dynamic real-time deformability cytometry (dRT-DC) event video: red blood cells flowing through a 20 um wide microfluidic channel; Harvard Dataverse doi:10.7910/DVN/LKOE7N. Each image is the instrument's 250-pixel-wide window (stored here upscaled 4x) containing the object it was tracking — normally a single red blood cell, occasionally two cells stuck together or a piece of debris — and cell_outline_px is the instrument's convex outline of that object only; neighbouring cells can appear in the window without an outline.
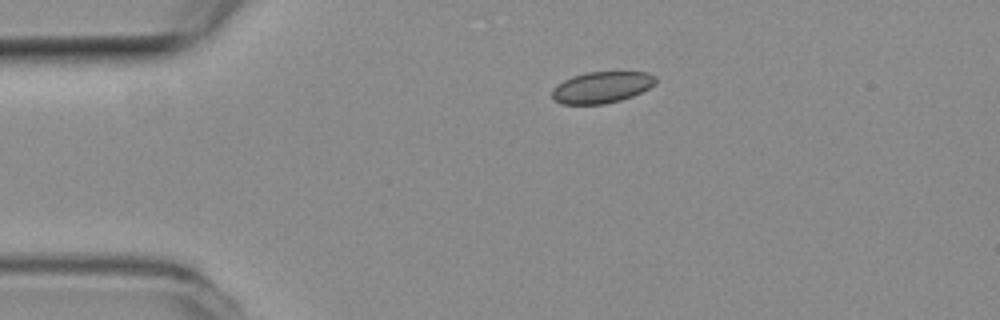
{"species": "common noctule bat (a hibernating species)", "species_latin": "Nyctalus noctula", "temperature_condition": "room temperature", "stored_images_in_passage": 37, "camera_frame_rate_fps": 3000, "um_per_image_px": 0.085, "animal": {"sex": "female", "body_mass_g": 19.3, "forearm_length_mm": 54.1}, "frame": {"image": 1, "passage_image": 1, "time_ms": 0.0, "image_size_px": [1000, 320], "cell_outline_px": [[656, 84], [632, 96], [620, 100], [604, 104], [560, 104], [552, 100], [552, 88], [556, 84], [572, 76], [588, 72], [648, 72], [656, 76]], "centroid_in_image_um": [51.11, 7.42], "position_along_channel_um": 33.9, "area_um2": 19.07}}
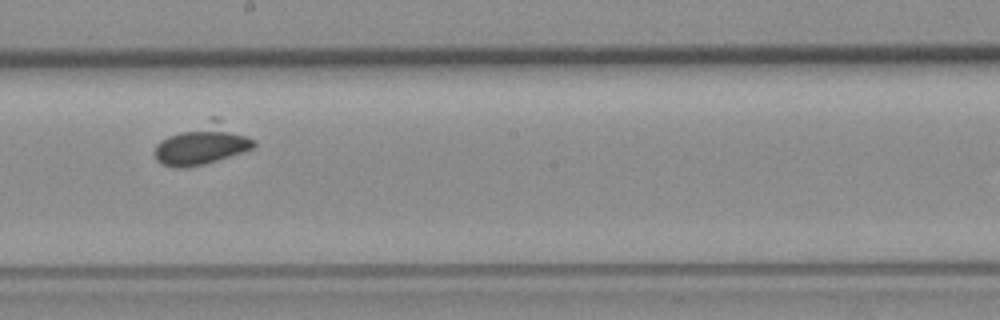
{"frame": {"image": 2, "passage_image": 20, "time_ms": 6.333, "image_size_px": [1000, 320], "cell_outline_px": [[256, 144], [252, 148], [204, 164], [184, 168], [172, 168], [156, 160], [156, 144], [160, 140], [208, 116], [220, 116], [256, 140]], "centroid_in_image_um": [17.23, 12.19], "position_along_channel_um": 231.0, "area_um2": 23.99}}
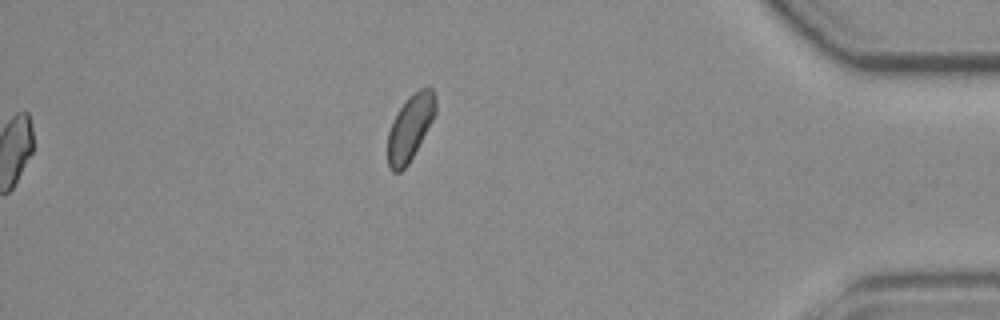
{"frame": {"image": 3, "passage_image": 37, "time_ms": 12.0, "image_size_px": [1000, 320], "cell_outline_px": [[436, 112], [432, 120], [408, 164], [400, 172], [392, 172], [388, 164], [388, 132], [392, 120], [396, 112], [408, 96], [420, 88], [432, 88], [436, 96]], "centroid_in_image_um": [34.85, 10.81], "position_along_channel_um": 400.4, "area_um2": 18.21}}